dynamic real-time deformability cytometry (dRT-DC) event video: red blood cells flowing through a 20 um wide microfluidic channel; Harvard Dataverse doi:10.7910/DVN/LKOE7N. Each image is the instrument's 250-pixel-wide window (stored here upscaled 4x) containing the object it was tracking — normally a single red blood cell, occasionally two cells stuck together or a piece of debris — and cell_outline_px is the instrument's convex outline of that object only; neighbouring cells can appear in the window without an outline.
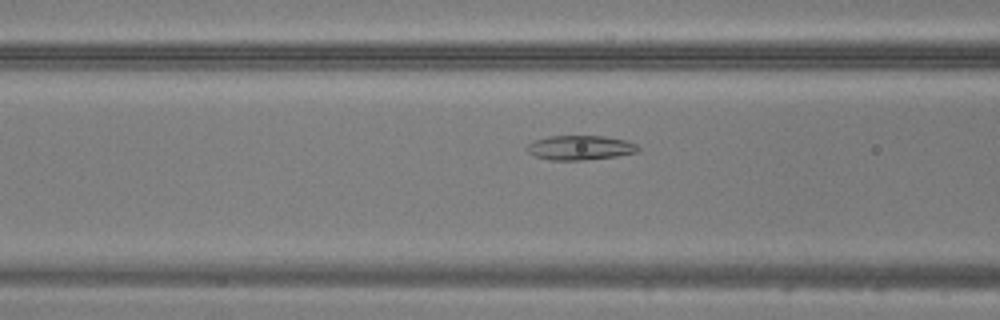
{"species": "common noctule bat (a hibernating species)", "species_latin": "Nyctalus noctula", "temperature_condition": "warm", "stored_images_in_passage": 40, "camera_frame_rate_fps": 3000, "um_per_image_px": 0.085, "animal": {"sex": "male", "body_mass_g": 20.5, "forearm_length_mm": 52.5}, "frame": {"image": 1, "passage_image": 11, "time_ms": 3.333, "image_size_px": [1000, 320], "cell_outline_px": [[640, 152], [616, 156], [584, 160], [548, 160], [536, 156], [528, 152], [528, 144], [536, 140], [548, 136], [604, 136], [624, 140], [636, 144], [640, 148]], "centroid_in_image_um": [49.34, 12.56], "position_along_channel_um": 117.3, "area_um2": 15.78}}
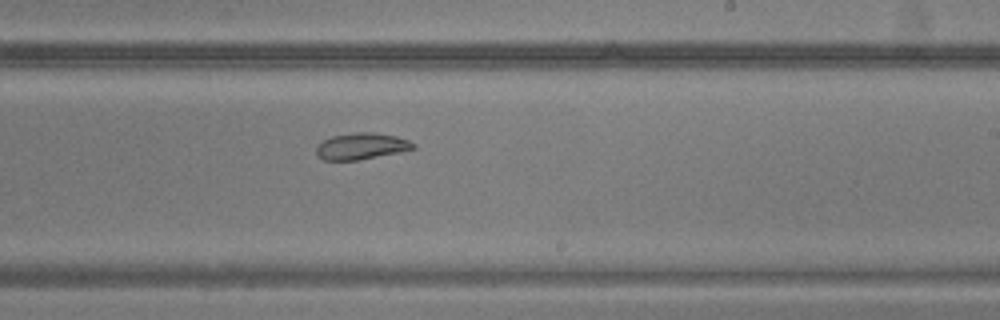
{"frame": {"image": 2, "passage_image": 21, "time_ms": 6.667, "image_size_px": [1000, 320], "cell_outline_px": [[416, 148], [400, 152], [356, 160], [324, 160], [316, 156], [316, 144], [332, 136], [356, 132], [376, 132], [396, 136], [408, 140], [416, 144]], "centroid_in_image_um": [30.7, 12.42], "position_along_channel_um": 258.3, "area_um2": 15.03}}
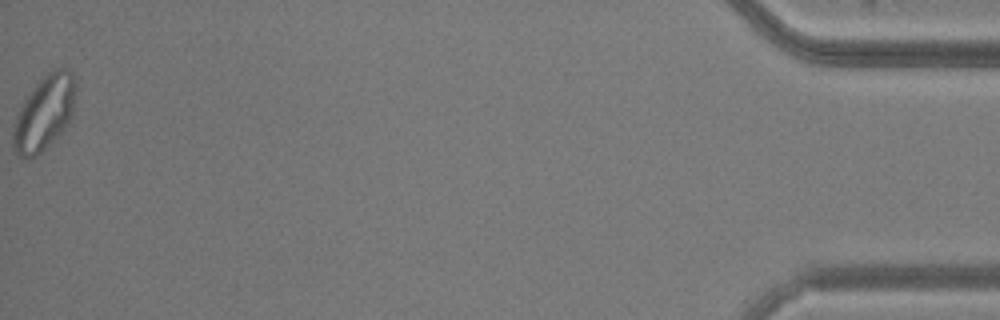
{"frame": {"image": 3, "passage_image": 40, "time_ms": 13.0, "image_size_px": [1000, 320], "cell_outline_px": [[76, 84], [72, 116], [68, 124], [36, 156], [28, 160], [12, 152], [12, 124], [24, 100], [32, 88], [48, 72], [56, 68], [68, 68], [72, 72]], "centroid_in_image_um": [3.73, 9.61], "position_along_channel_um": 431.5, "area_um2": 27.28}}